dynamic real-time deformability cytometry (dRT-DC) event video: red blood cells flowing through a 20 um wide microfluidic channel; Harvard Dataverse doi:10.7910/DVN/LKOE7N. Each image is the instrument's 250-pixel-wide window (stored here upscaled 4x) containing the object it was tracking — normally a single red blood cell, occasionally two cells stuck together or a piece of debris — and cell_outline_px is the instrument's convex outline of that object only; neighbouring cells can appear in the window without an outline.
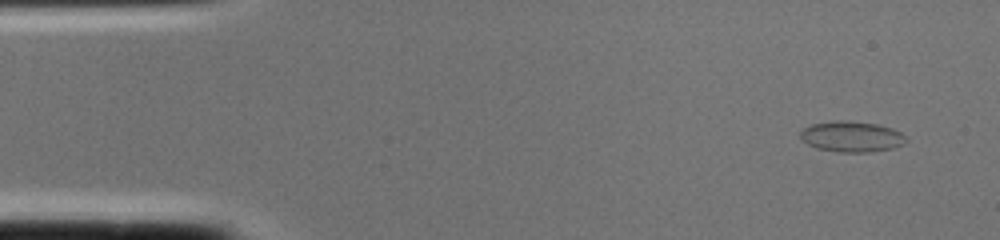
{"species": "common noctule bat (a hibernating species)", "species_latin": "Nyctalus noctula", "temperature_condition": "cold", "stored_images_in_passage": 2, "camera_frame_rate_fps": 3000, "um_per_image_px": 0.085, "animal": {"sex": "female", "body_mass_g": 22.0, "forearm_length_mm": 56.7}, "frame": {"image": 1, "passage_image": 1, "time_ms": 0.0, "image_size_px": [1000, 240], "cell_outline_px": [[908, 140], [904, 144], [892, 148], [868, 152], [840, 152], [816, 148], [800, 140], [800, 132], [804, 128], [812, 124], [832, 120], [844, 120], [876, 124], [892, 128], [900, 132]], "centroid_in_image_um": [72.36, 11.61], "position_along_channel_um": 12.6, "area_um2": 18.96}}
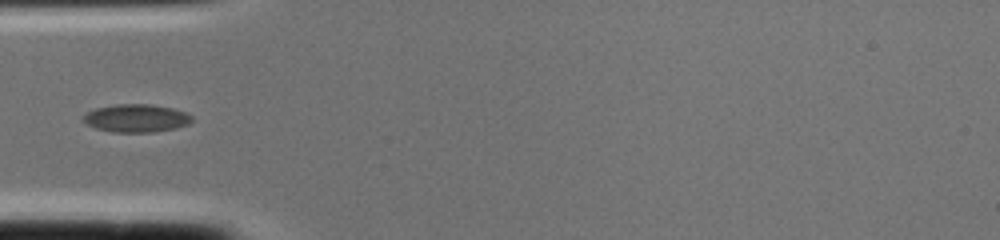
{"frame": {"image": 2, "passage_image": 2, "time_ms": 0.333, "image_size_px": [1000, 240], "cell_outline_px": [[192, 120], [188, 124], [176, 128], [152, 132], [112, 132], [96, 128], [88, 124], [84, 120], [84, 112], [96, 108], [116, 104], [148, 104], [172, 108], [184, 112], [192, 116]], "centroid_in_image_um": [11.57, 10.04], "position_along_channel_um": 73.4, "area_um2": 17.57}}